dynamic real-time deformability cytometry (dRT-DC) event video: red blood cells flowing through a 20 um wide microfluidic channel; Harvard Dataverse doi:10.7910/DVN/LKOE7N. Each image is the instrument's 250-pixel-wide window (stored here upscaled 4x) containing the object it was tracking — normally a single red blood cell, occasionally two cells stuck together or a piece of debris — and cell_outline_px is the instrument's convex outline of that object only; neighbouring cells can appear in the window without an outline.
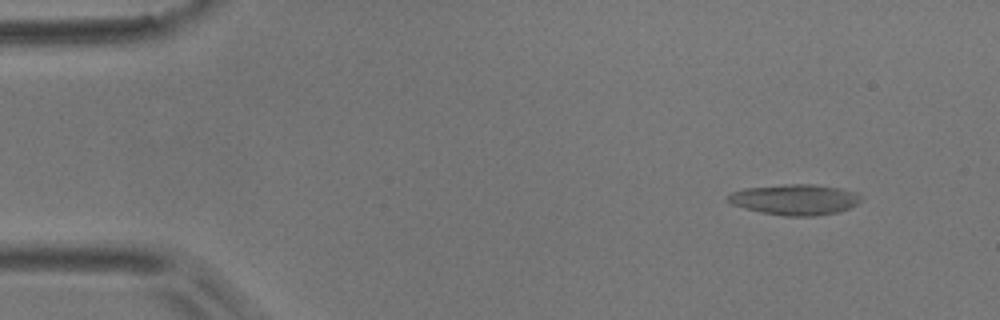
{"species": "common noctule bat (a hibernating species)", "species_latin": "Nyctalus noctula", "temperature_condition": "room temperature", "stored_images_in_passage": 49, "camera_frame_rate_fps": 3000, "um_per_image_px": 0.085, "animal": {"sex": "male", "body_mass_g": 17.9}, "frame": {"image": 1, "passage_image": 3, "time_ms": 0.667, "image_size_px": [1000, 320], "cell_outline_px": [[864, 196], [856, 204], [840, 212], [816, 216], [784, 216], [744, 208], [732, 204], [724, 200], [732, 192], [744, 188], [784, 184], [816, 184], [840, 188], [856, 192]], "centroid_in_image_um": [67.58, 16.95], "position_along_channel_um": 17.4, "area_um2": 23.93}}
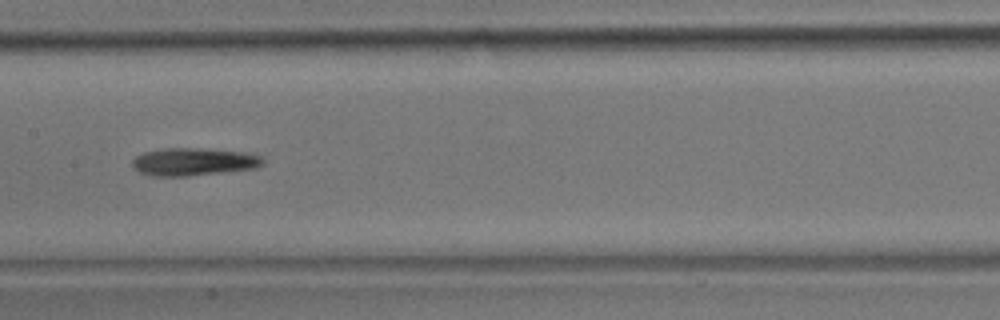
{"frame": {"image": 2, "passage_image": 21, "time_ms": 6.667, "image_size_px": [1000, 320], "cell_outline_px": [[264, 164], [256, 168], [188, 176], [152, 176], [140, 172], [132, 168], [132, 160], [136, 156], [144, 152], [164, 148], [196, 148], [244, 152], [260, 156], [264, 160]], "centroid_in_image_um": [16.43, 13.75], "position_along_channel_um": 191.0, "area_um2": 21.04}}
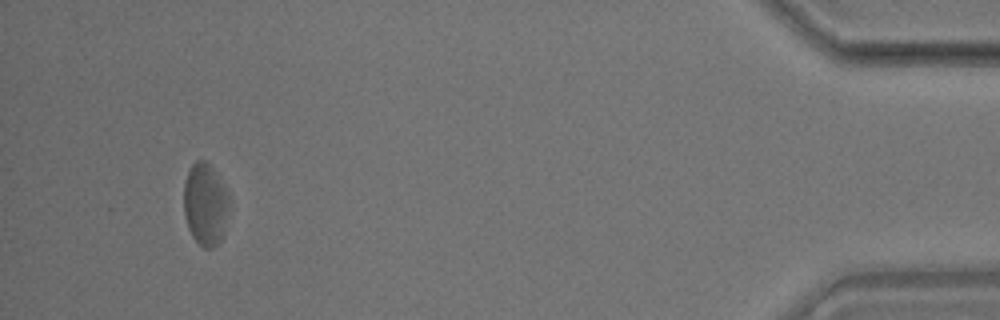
{"frame": {"image": 3, "passage_image": 46, "time_ms": 15.0, "image_size_px": [1000, 320], "cell_outline_px": [[228, 208], [224, 236], [212, 248], [204, 248], [192, 236], [188, 228], [184, 212], [184, 180], [192, 164], [196, 160], [204, 160], [208, 164], [228, 192]], "centroid_in_image_um": [17.44, 17.39], "position_along_channel_um": 417.8, "area_um2": 21.5}, "authors_computed_cell_mechanics": {"area_um2": 20.9814, "velocity_mm_per_s": 3.6352, "shape_relaxation_time_tau1_ms": 5.3158, "shape_relaxation_time_tau2_ms": null, "deformation_change_tau1": 0.0745, "deformation_change_tau2": null}}